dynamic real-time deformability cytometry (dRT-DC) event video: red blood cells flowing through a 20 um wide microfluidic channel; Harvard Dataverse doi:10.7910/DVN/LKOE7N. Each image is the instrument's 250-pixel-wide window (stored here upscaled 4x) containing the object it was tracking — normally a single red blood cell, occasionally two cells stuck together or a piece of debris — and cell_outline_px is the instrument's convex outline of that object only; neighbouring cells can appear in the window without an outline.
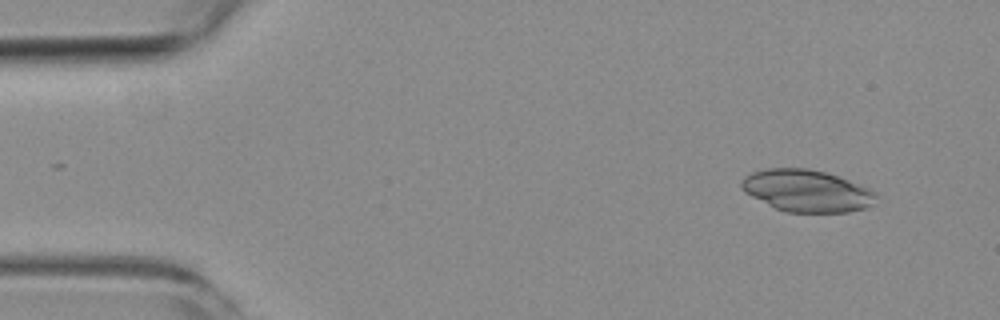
{"species": "common noctule bat (a hibernating species)", "species_latin": "Nyctalus noctula", "temperature_condition": "room temperature", "stored_images_in_passage": 4, "camera_frame_rate_fps": 3000, "um_per_image_px": 0.085, "animal": {"sex": "female", "body_mass_g": 19.3, "forearm_length_mm": 54.1}, "frame": {"image": 1, "passage_image": 1, "time_ms": 0.0, "image_size_px": [1000, 320], "cell_outline_px": [[880, 196], [868, 208], [848, 212], [784, 212], [744, 192], [740, 184], [740, 180], [744, 176], [752, 172], [768, 168], [808, 168], [824, 172], [848, 180], [868, 188], [876, 192]], "centroid_in_image_um": [68.59, 16.22], "position_along_channel_um": 16.4, "area_um2": 32.95}}